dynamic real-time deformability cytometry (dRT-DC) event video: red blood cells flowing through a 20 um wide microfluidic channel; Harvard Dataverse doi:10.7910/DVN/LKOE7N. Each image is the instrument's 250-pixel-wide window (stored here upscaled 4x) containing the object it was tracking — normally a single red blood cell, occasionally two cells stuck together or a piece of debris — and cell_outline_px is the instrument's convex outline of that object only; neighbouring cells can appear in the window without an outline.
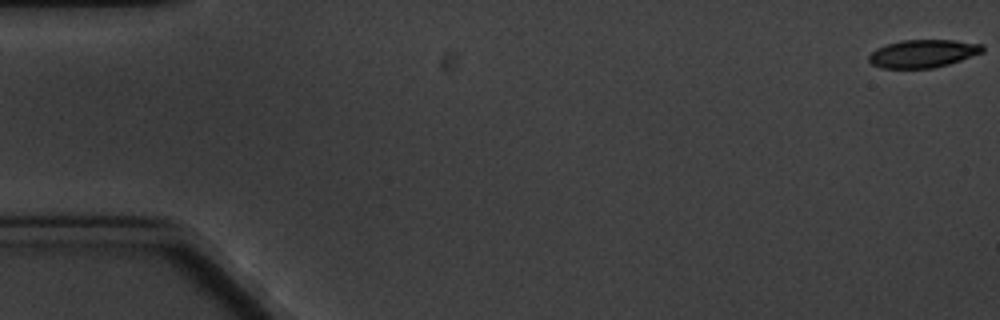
{"species": "common noctule bat (a hibernating species)", "species_latin": "Nyctalus noctula", "temperature_condition": "cold", "stored_images_in_passage": 6, "camera_frame_rate_fps": 3000, "um_per_image_px": 0.085, "animal": {"sex": "male", "body_mass_g": 20.1, "forearm_length_mm": 53.5}, "frame": {"image": 1, "passage_image": 1, "time_ms": 0.0, "image_size_px": [1000, 320], "cell_outline_px": [[984, 52], [948, 64], [932, 68], [880, 68], [872, 64], [868, 60], [868, 56], [876, 48], [888, 44], [904, 40], [956, 40], [984, 44]], "centroid_in_image_um": [78.47, 4.55], "position_along_channel_um": 6.5, "area_um2": 18.5}}
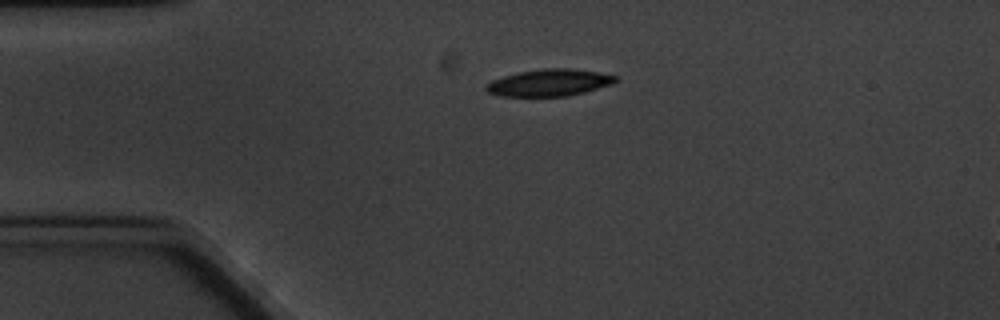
{"frame": {"image": 2, "passage_image": 4, "time_ms": 4.333, "image_size_px": [1000, 320], "cell_outline_px": [[616, 80], [612, 84], [584, 92], [568, 96], [500, 96], [488, 92], [484, 88], [492, 80], [504, 76], [520, 72], [544, 68], [568, 68], [600, 72], [616, 76]], "centroid_in_image_um": [46.69, 7.03], "position_along_channel_um": 38.3, "area_um2": 20.11}}
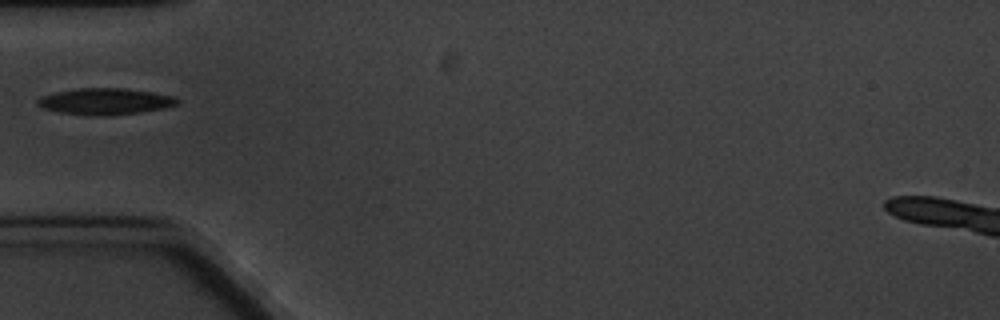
{"frame": {"image": 3, "passage_image": 6, "time_ms": 6.333, "image_size_px": [1000, 320], "cell_outline_px": [[180, 100], [176, 104], [164, 108], [140, 112], [108, 116], [92, 116], [60, 112], [44, 108], [36, 104], [36, 100], [40, 96], [56, 92], [80, 88], [124, 88], [152, 92], [172, 96]], "centroid_in_image_um": [8.92, 8.62], "position_along_channel_um": 76.1, "area_um2": 21.44}}